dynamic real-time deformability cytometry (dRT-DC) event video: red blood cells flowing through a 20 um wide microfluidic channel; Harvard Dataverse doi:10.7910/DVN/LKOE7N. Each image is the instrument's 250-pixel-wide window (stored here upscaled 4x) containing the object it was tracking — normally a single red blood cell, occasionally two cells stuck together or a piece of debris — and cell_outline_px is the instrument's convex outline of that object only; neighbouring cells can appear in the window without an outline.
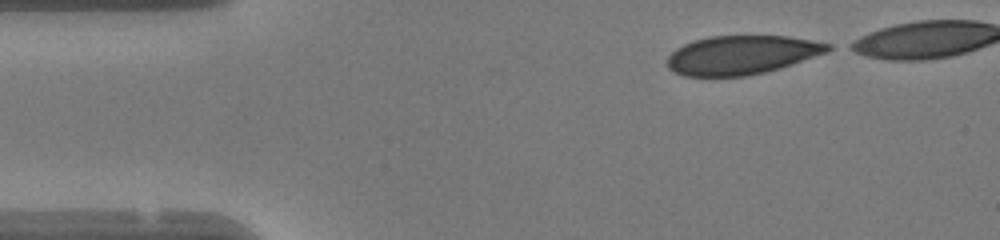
{"species": "human", "species_latin": "Homo sapiens", "temperature_condition": "warm", "stored_images_in_passage": 36, "camera_frame_rate_fps": 3000, "um_per_image_px": 0.085, "donor": {"sex": "female"}, "frame": {"image": 1, "passage_image": 1, "time_ms": 0.0, "image_size_px": [1000, 240], "cell_outline_px": [[836, 48], [828, 52], [780, 68], [748, 76], [684, 76], [668, 68], [668, 56], [676, 48], [692, 40], [712, 36], [788, 36], [812, 40], [832, 44]], "centroid_in_image_um": [63.08, 4.66], "position_along_channel_um": 21.9, "area_um2": 36.47}}
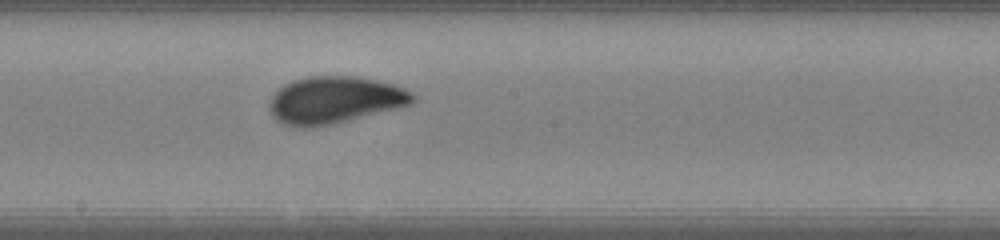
{"frame": {"image": 2, "passage_image": 20, "time_ms": 6.333, "image_size_px": [1000, 240], "cell_outline_px": [[416, 100], [412, 104], [332, 124], [312, 128], [296, 128], [284, 124], [276, 120], [272, 116], [268, 108], [268, 104], [272, 96], [284, 84], [292, 80], [308, 76], [356, 76], [396, 84], [412, 92], [416, 96]], "centroid_in_image_um": [28.43, 8.5], "position_along_channel_um": 219.8, "area_um2": 39.65}}
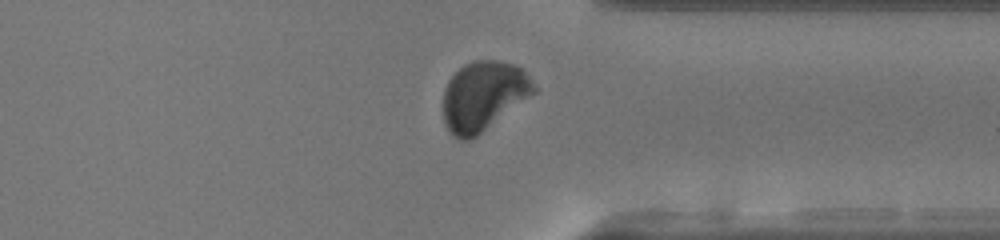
{"frame": {"image": 3, "passage_image": 31, "time_ms": 10.0, "image_size_px": [1000, 240], "cell_outline_px": [[536, 92], [476, 136], [468, 140], [456, 140], [448, 132], [444, 124], [444, 88], [448, 80], [464, 64], [472, 60], [496, 60], [516, 64], [524, 72], [536, 88]], "centroid_in_image_um": [41.05, 8.16], "position_along_channel_um": 370.3, "area_um2": 36.53}, "authors_computed_cell_mechanics": {"area_um2": 38.1769, "velocity_mm_per_s": 4.2039, "shape_relaxation_time_tau1_ms": 3.9681, "shape_relaxation_time_tau2_ms": null, "deformation_change_tau1": 0.1501, "deformation_change_tau2": null}}